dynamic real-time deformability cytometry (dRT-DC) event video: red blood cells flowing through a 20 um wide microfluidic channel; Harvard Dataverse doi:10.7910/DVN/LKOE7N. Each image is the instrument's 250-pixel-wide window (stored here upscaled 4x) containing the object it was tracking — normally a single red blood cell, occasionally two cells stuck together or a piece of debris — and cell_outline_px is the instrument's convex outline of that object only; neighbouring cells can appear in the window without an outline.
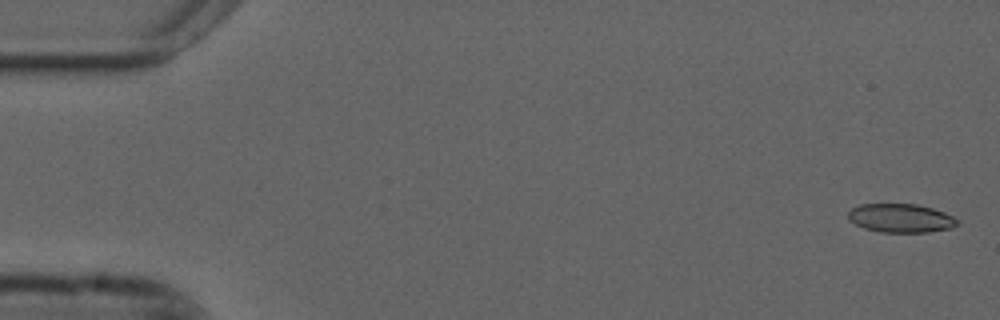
{"species": "common noctule bat (a hibernating species)", "species_latin": "Nyctalus noctula", "temperature_condition": "cold", "stored_images_in_passage": 55, "camera_frame_rate_fps": 3000, "um_per_image_px": 0.085, "animal": {"sex": "male", "forearm_length_mm": 52.5}, "frame": {"image": 1, "passage_image": 2, "time_ms": 0.333, "image_size_px": [1000, 320], "cell_outline_px": [[960, 220], [952, 228], [928, 232], [880, 232], [864, 228], [848, 220], [848, 212], [852, 208], [860, 204], [916, 204], [932, 208], [944, 212]], "centroid_in_image_um": [76.56, 18.54], "position_along_channel_um": 8.4, "area_um2": 18.26}}
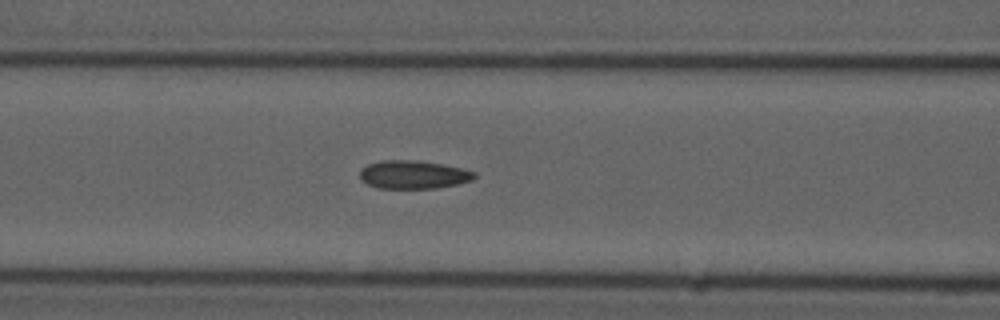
{"frame": {"image": 2, "passage_image": 23, "time_ms": 7.333, "image_size_px": [1000, 320], "cell_outline_px": [[476, 176], [472, 180], [456, 184], [436, 188], [376, 188], [360, 180], [360, 172], [368, 164], [380, 160], [416, 160], [440, 164], [460, 168], [476, 172]], "centroid_in_image_um": [35.11, 14.84], "position_along_channel_um": 131.5, "area_um2": 18.73}}
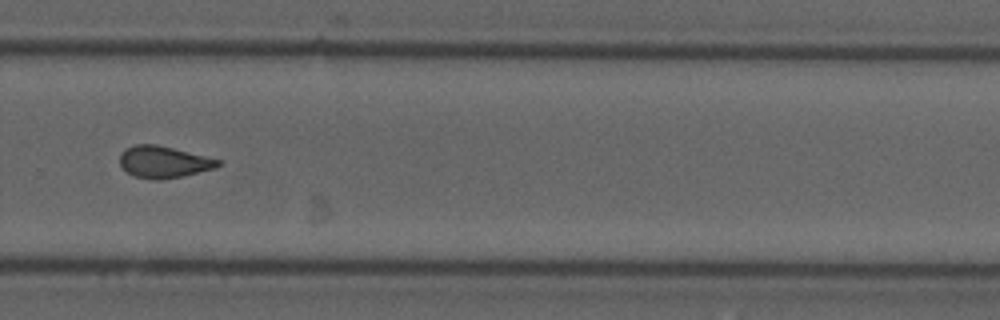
{"frame": {"image": 3, "passage_image": 38, "time_ms": 12.333, "image_size_px": [1000, 320], "cell_outline_px": [[220, 164], [216, 168], [180, 176], [160, 180], [152, 180], [132, 176], [120, 164], [120, 156], [128, 148], [136, 144], [156, 144], [220, 160]], "centroid_in_image_um": [13.89, 13.78], "position_along_channel_um": 315.9, "area_um2": 17.8}, "authors_computed_cell_mechanics": {"area_um2": 18.3804, "velocity_mm_per_s": 3.6929, "shape_relaxation_time_tau1_ms": null, "shape_relaxation_time_tau2_ms": 2.074, "deformation_change_tau1": null, "deformation_change_tau2": 0.0818}}